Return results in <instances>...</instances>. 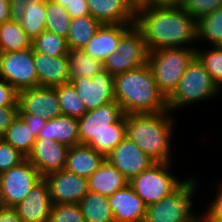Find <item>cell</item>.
Wrapping results in <instances>:
<instances>
[{
    "instance_id": "obj_1",
    "label": "cell",
    "mask_w": 222,
    "mask_h": 222,
    "mask_svg": "<svg viewBox=\"0 0 222 222\" xmlns=\"http://www.w3.org/2000/svg\"><path fill=\"white\" fill-rule=\"evenodd\" d=\"M134 25L148 52L162 48L197 47V21L182 7L137 5ZM193 43V44H192Z\"/></svg>"
},
{
    "instance_id": "obj_2",
    "label": "cell",
    "mask_w": 222,
    "mask_h": 222,
    "mask_svg": "<svg viewBox=\"0 0 222 222\" xmlns=\"http://www.w3.org/2000/svg\"><path fill=\"white\" fill-rule=\"evenodd\" d=\"M114 92L124 115L168 111L167 99L159 91L148 63L115 75Z\"/></svg>"
},
{
    "instance_id": "obj_3",
    "label": "cell",
    "mask_w": 222,
    "mask_h": 222,
    "mask_svg": "<svg viewBox=\"0 0 222 222\" xmlns=\"http://www.w3.org/2000/svg\"><path fill=\"white\" fill-rule=\"evenodd\" d=\"M171 114L168 110L125 115L126 136L155 162L173 163L171 143L177 119Z\"/></svg>"
},
{
    "instance_id": "obj_4",
    "label": "cell",
    "mask_w": 222,
    "mask_h": 222,
    "mask_svg": "<svg viewBox=\"0 0 222 222\" xmlns=\"http://www.w3.org/2000/svg\"><path fill=\"white\" fill-rule=\"evenodd\" d=\"M80 144L105 157L126 137V117L117 101L87 111L78 119Z\"/></svg>"
},
{
    "instance_id": "obj_5",
    "label": "cell",
    "mask_w": 222,
    "mask_h": 222,
    "mask_svg": "<svg viewBox=\"0 0 222 222\" xmlns=\"http://www.w3.org/2000/svg\"><path fill=\"white\" fill-rule=\"evenodd\" d=\"M219 87L213 82L204 65L195 57L188 65L174 92L167 98V108L173 114L184 106L201 103L220 96Z\"/></svg>"
},
{
    "instance_id": "obj_6",
    "label": "cell",
    "mask_w": 222,
    "mask_h": 222,
    "mask_svg": "<svg viewBox=\"0 0 222 222\" xmlns=\"http://www.w3.org/2000/svg\"><path fill=\"white\" fill-rule=\"evenodd\" d=\"M195 57V47L162 48L148 52L147 63L153 72L159 91L166 99L174 92Z\"/></svg>"
},
{
    "instance_id": "obj_7",
    "label": "cell",
    "mask_w": 222,
    "mask_h": 222,
    "mask_svg": "<svg viewBox=\"0 0 222 222\" xmlns=\"http://www.w3.org/2000/svg\"><path fill=\"white\" fill-rule=\"evenodd\" d=\"M196 183V177H188L174 192L147 206L144 222H193L199 217L192 201L199 186Z\"/></svg>"
},
{
    "instance_id": "obj_8",
    "label": "cell",
    "mask_w": 222,
    "mask_h": 222,
    "mask_svg": "<svg viewBox=\"0 0 222 222\" xmlns=\"http://www.w3.org/2000/svg\"><path fill=\"white\" fill-rule=\"evenodd\" d=\"M171 164L155 162L129 181L136 194L147 206L171 194L184 182L172 174Z\"/></svg>"
},
{
    "instance_id": "obj_9",
    "label": "cell",
    "mask_w": 222,
    "mask_h": 222,
    "mask_svg": "<svg viewBox=\"0 0 222 222\" xmlns=\"http://www.w3.org/2000/svg\"><path fill=\"white\" fill-rule=\"evenodd\" d=\"M148 50L140 30L132 25L122 36L115 53L103 62L104 70L113 76L143 66Z\"/></svg>"
},
{
    "instance_id": "obj_10",
    "label": "cell",
    "mask_w": 222,
    "mask_h": 222,
    "mask_svg": "<svg viewBox=\"0 0 222 222\" xmlns=\"http://www.w3.org/2000/svg\"><path fill=\"white\" fill-rule=\"evenodd\" d=\"M42 179L43 176L27 158L1 173L0 206H16Z\"/></svg>"
},
{
    "instance_id": "obj_11",
    "label": "cell",
    "mask_w": 222,
    "mask_h": 222,
    "mask_svg": "<svg viewBox=\"0 0 222 222\" xmlns=\"http://www.w3.org/2000/svg\"><path fill=\"white\" fill-rule=\"evenodd\" d=\"M0 78L17 92L38 87L33 48L0 53Z\"/></svg>"
},
{
    "instance_id": "obj_12",
    "label": "cell",
    "mask_w": 222,
    "mask_h": 222,
    "mask_svg": "<svg viewBox=\"0 0 222 222\" xmlns=\"http://www.w3.org/2000/svg\"><path fill=\"white\" fill-rule=\"evenodd\" d=\"M87 111L115 101L114 76L103 70L93 78L70 80Z\"/></svg>"
},
{
    "instance_id": "obj_13",
    "label": "cell",
    "mask_w": 222,
    "mask_h": 222,
    "mask_svg": "<svg viewBox=\"0 0 222 222\" xmlns=\"http://www.w3.org/2000/svg\"><path fill=\"white\" fill-rule=\"evenodd\" d=\"M48 185L53 204H79L89 192L88 179L65 169L43 177Z\"/></svg>"
},
{
    "instance_id": "obj_14",
    "label": "cell",
    "mask_w": 222,
    "mask_h": 222,
    "mask_svg": "<svg viewBox=\"0 0 222 222\" xmlns=\"http://www.w3.org/2000/svg\"><path fill=\"white\" fill-rule=\"evenodd\" d=\"M19 114H31L46 120L61 115L54 87H33L18 92Z\"/></svg>"
},
{
    "instance_id": "obj_15",
    "label": "cell",
    "mask_w": 222,
    "mask_h": 222,
    "mask_svg": "<svg viewBox=\"0 0 222 222\" xmlns=\"http://www.w3.org/2000/svg\"><path fill=\"white\" fill-rule=\"evenodd\" d=\"M106 160L129 181L155 163L127 136L106 156Z\"/></svg>"
},
{
    "instance_id": "obj_16",
    "label": "cell",
    "mask_w": 222,
    "mask_h": 222,
    "mask_svg": "<svg viewBox=\"0 0 222 222\" xmlns=\"http://www.w3.org/2000/svg\"><path fill=\"white\" fill-rule=\"evenodd\" d=\"M68 149V146L55 140L37 138L26 158L45 177L49 173L65 169Z\"/></svg>"
},
{
    "instance_id": "obj_17",
    "label": "cell",
    "mask_w": 222,
    "mask_h": 222,
    "mask_svg": "<svg viewBox=\"0 0 222 222\" xmlns=\"http://www.w3.org/2000/svg\"><path fill=\"white\" fill-rule=\"evenodd\" d=\"M52 206L48 185L43 178L14 208L23 222H49Z\"/></svg>"
},
{
    "instance_id": "obj_18",
    "label": "cell",
    "mask_w": 222,
    "mask_h": 222,
    "mask_svg": "<svg viewBox=\"0 0 222 222\" xmlns=\"http://www.w3.org/2000/svg\"><path fill=\"white\" fill-rule=\"evenodd\" d=\"M90 15L102 24H134L137 4L133 0H86Z\"/></svg>"
},
{
    "instance_id": "obj_19",
    "label": "cell",
    "mask_w": 222,
    "mask_h": 222,
    "mask_svg": "<svg viewBox=\"0 0 222 222\" xmlns=\"http://www.w3.org/2000/svg\"><path fill=\"white\" fill-rule=\"evenodd\" d=\"M109 205L116 222H144L147 205L136 194L133 187L127 184L108 196Z\"/></svg>"
},
{
    "instance_id": "obj_20",
    "label": "cell",
    "mask_w": 222,
    "mask_h": 222,
    "mask_svg": "<svg viewBox=\"0 0 222 222\" xmlns=\"http://www.w3.org/2000/svg\"><path fill=\"white\" fill-rule=\"evenodd\" d=\"M34 62L38 86L55 87L70 82L67 55L56 57L34 51Z\"/></svg>"
},
{
    "instance_id": "obj_21",
    "label": "cell",
    "mask_w": 222,
    "mask_h": 222,
    "mask_svg": "<svg viewBox=\"0 0 222 222\" xmlns=\"http://www.w3.org/2000/svg\"><path fill=\"white\" fill-rule=\"evenodd\" d=\"M132 25L134 24H102L82 51L104 62L110 54L116 52L121 36Z\"/></svg>"
},
{
    "instance_id": "obj_22",
    "label": "cell",
    "mask_w": 222,
    "mask_h": 222,
    "mask_svg": "<svg viewBox=\"0 0 222 222\" xmlns=\"http://www.w3.org/2000/svg\"><path fill=\"white\" fill-rule=\"evenodd\" d=\"M106 157L87 144L69 147L65 170L88 178L105 161Z\"/></svg>"
},
{
    "instance_id": "obj_23",
    "label": "cell",
    "mask_w": 222,
    "mask_h": 222,
    "mask_svg": "<svg viewBox=\"0 0 222 222\" xmlns=\"http://www.w3.org/2000/svg\"><path fill=\"white\" fill-rule=\"evenodd\" d=\"M87 179L90 192L107 197L129 184V180L106 159Z\"/></svg>"
},
{
    "instance_id": "obj_24",
    "label": "cell",
    "mask_w": 222,
    "mask_h": 222,
    "mask_svg": "<svg viewBox=\"0 0 222 222\" xmlns=\"http://www.w3.org/2000/svg\"><path fill=\"white\" fill-rule=\"evenodd\" d=\"M38 138H48L68 147L80 144L78 119L67 115H59L47 120Z\"/></svg>"
},
{
    "instance_id": "obj_25",
    "label": "cell",
    "mask_w": 222,
    "mask_h": 222,
    "mask_svg": "<svg viewBox=\"0 0 222 222\" xmlns=\"http://www.w3.org/2000/svg\"><path fill=\"white\" fill-rule=\"evenodd\" d=\"M102 23L91 15L71 19L67 36L69 49L82 50L96 34Z\"/></svg>"
},
{
    "instance_id": "obj_26",
    "label": "cell",
    "mask_w": 222,
    "mask_h": 222,
    "mask_svg": "<svg viewBox=\"0 0 222 222\" xmlns=\"http://www.w3.org/2000/svg\"><path fill=\"white\" fill-rule=\"evenodd\" d=\"M79 207L85 222L114 221L107 196L89 191L79 202Z\"/></svg>"
},
{
    "instance_id": "obj_27",
    "label": "cell",
    "mask_w": 222,
    "mask_h": 222,
    "mask_svg": "<svg viewBox=\"0 0 222 222\" xmlns=\"http://www.w3.org/2000/svg\"><path fill=\"white\" fill-rule=\"evenodd\" d=\"M32 47V40L16 21L0 24V53L26 50Z\"/></svg>"
},
{
    "instance_id": "obj_28",
    "label": "cell",
    "mask_w": 222,
    "mask_h": 222,
    "mask_svg": "<svg viewBox=\"0 0 222 222\" xmlns=\"http://www.w3.org/2000/svg\"><path fill=\"white\" fill-rule=\"evenodd\" d=\"M70 80L75 78H93L104 70L103 62L86 54L82 50L69 49L67 53Z\"/></svg>"
},
{
    "instance_id": "obj_29",
    "label": "cell",
    "mask_w": 222,
    "mask_h": 222,
    "mask_svg": "<svg viewBox=\"0 0 222 222\" xmlns=\"http://www.w3.org/2000/svg\"><path fill=\"white\" fill-rule=\"evenodd\" d=\"M1 138L25 157L31 152L33 144L37 139L30 127L19 116L11 123Z\"/></svg>"
},
{
    "instance_id": "obj_30",
    "label": "cell",
    "mask_w": 222,
    "mask_h": 222,
    "mask_svg": "<svg viewBox=\"0 0 222 222\" xmlns=\"http://www.w3.org/2000/svg\"><path fill=\"white\" fill-rule=\"evenodd\" d=\"M222 46V7L197 21V40Z\"/></svg>"
},
{
    "instance_id": "obj_31",
    "label": "cell",
    "mask_w": 222,
    "mask_h": 222,
    "mask_svg": "<svg viewBox=\"0 0 222 222\" xmlns=\"http://www.w3.org/2000/svg\"><path fill=\"white\" fill-rule=\"evenodd\" d=\"M54 88L62 115L79 119L87 112L83 101L71 82L55 86Z\"/></svg>"
},
{
    "instance_id": "obj_32",
    "label": "cell",
    "mask_w": 222,
    "mask_h": 222,
    "mask_svg": "<svg viewBox=\"0 0 222 222\" xmlns=\"http://www.w3.org/2000/svg\"><path fill=\"white\" fill-rule=\"evenodd\" d=\"M25 6L19 23L27 36L33 41L45 30L46 3H31Z\"/></svg>"
},
{
    "instance_id": "obj_33",
    "label": "cell",
    "mask_w": 222,
    "mask_h": 222,
    "mask_svg": "<svg viewBox=\"0 0 222 222\" xmlns=\"http://www.w3.org/2000/svg\"><path fill=\"white\" fill-rule=\"evenodd\" d=\"M45 13V30L67 38L72 18L66 9L53 0H46Z\"/></svg>"
},
{
    "instance_id": "obj_34",
    "label": "cell",
    "mask_w": 222,
    "mask_h": 222,
    "mask_svg": "<svg viewBox=\"0 0 222 222\" xmlns=\"http://www.w3.org/2000/svg\"><path fill=\"white\" fill-rule=\"evenodd\" d=\"M33 51L48 56H66L69 47L67 39L53 32L44 30L32 41Z\"/></svg>"
},
{
    "instance_id": "obj_35",
    "label": "cell",
    "mask_w": 222,
    "mask_h": 222,
    "mask_svg": "<svg viewBox=\"0 0 222 222\" xmlns=\"http://www.w3.org/2000/svg\"><path fill=\"white\" fill-rule=\"evenodd\" d=\"M203 50L196 47V57L209 72L213 82L222 91V46H209Z\"/></svg>"
},
{
    "instance_id": "obj_36",
    "label": "cell",
    "mask_w": 222,
    "mask_h": 222,
    "mask_svg": "<svg viewBox=\"0 0 222 222\" xmlns=\"http://www.w3.org/2000/svg\"><path fill=\"white\" fill-rule=\"evenodd\" d=\"M49 222H85L79 204H53Z\"/></svg>"
},
{
    "instance_id": "obj_37",
    "label": "cell",
    "mask_w": 222,
    "mask_h": 222,
    "mask_svg": "<svg viewBox=\"0 0 222 222\" xmlns=\"http://www.w3.org/2000/svg\"><path fill=\"white\" fill-rule=\"evenodd\" d=\"M181 7L198 21L222 7V0H184Z\"/></svg>"
},
{
    "instance_id": "obj_38",
    "label": "cell",
    "mask_w": 222,
    "mask_h": 222,
    "mask_svg": "<svg viewBox=\"0 0 222 222\" xmlns=\"http://www.w3.org/2000/svg\"><path fill=\"white\" fill-rule=\"evenodd\" d=\"M26 157L0 137V174L18 165Z\"/></svg>"
},
{
    "instance_id": "obj_39",
    "label": "cell",
    "mask_w": 222,
    "mask_h": 222,
    "mask_svg": "<svg viewBox=\"0 0 222 222\" xmlns=\"http://www.w3.org/2000/svg\"><path fill=\"white\" fill-rule=\"evenodd\" d=\"M217 188L215 199L211 200L201 216L206 222H222V184L219 183Z\"/></svg>"
},
{
    "instance_id": "obj_40",
    "label": "cell",
    "mask_w": 222,
    "mask_h": 222,
    "mask_svg": "<svg viewBox=\"0 0 222 222\" xmlns=\"http://www.w3.org/2000/svg\"><path fill=\"white\" fill-rule=\"evenodd\" d=\"M19 106L18 92L0 78V107Z\"/></svg>"
},
{
    "instance_id": "obj_41",
    "label": "cell",
    "mask_w": 222,
    "mask_h": 222,
    "mask_svg": "<svg viewBox=\"0 0 222 222\" xmlns=\"http://www.w3.org/2000/svg\"><path fill=\"white\" fill-rule=\"evenodd\" d=\"M19 115V106L0 107V137Z\"/></svg>"
},
{
    "instance_id": "obj_42",
    "label": "cell",
    "mask_w": 222,
    "mask_h": 222,
    "mask_svg": "<svg viewBox=\"0 0 222 222\" xmlns=\"http://www.w3.org/2000/svg\"><path fill=\"white\" fill-rule=\"evenodd\" d=\"M46 3V0H10L11 20L20 22L26 4Z\"/></svg>"
},
{
    "instance_id": "obj_43",
    "label": "cell",
    "mask_w": 222,
    "mask_h": 222,
    "mask_svg": "<svg viewBox=\"0 0 222 222\" xmlns=\"http://www.w3.org/2000/svg\"><path fill=\"white\" fill-rule=\"evenodd\" d=\"M18 116L27 124L28 127H30L35 137L38 138L39 133L45 126L47 120L31 114H19Z\"/></svg>"
},
{
    "instance_id": "obj_44",
    "label": "cell",
    "mask_w": 222,
    "mask_h": 222,
    "mask_svg": "<svg viewBox=\"0 0 222 222\" xmlns=\"http://www.w3.org/2000/svg\"><path fill=\"white\" fill-rule=\"evenodd\" d=\"M71 18L90 15L86 0H71V6L66 8Z\"/></svg>"
},
{
    "instance_id": "obj_45",
    "label": "cell",
    "mask_w": 222,
    "mask_h": 222,
    "mask_svg": "<svg viewBox=\"0 0 222 222\" xmlns=\"http://www.w3.org/2000/svg\"><path fill=\"white\" fill-rule=\"evenodd\" d=\"M0 222H23L14 207L0 206Z\"/></svg>"
},
{
    "instance_id": "obj_46",
    "label": "cell",
    "mask_w": 222,
    "mask_h": 222,
    "mask_svg": "<svg viewBox=\"0 0 222 222\" xmlns=\"http://www.w3.org/2000/svg\"><path fill=\"white\" fill-rule=\"evenodd\" d=\"M184 0H143L138 5H148L151 7H181Z\"/></svg>"
},
{
    "instance_id": "obj_47",
    "label": "cell",
    "mask_w": 222,
    "mask_h": 222,
    "mask_svg": "<svg viewBox=\"0 0 222 222\" xmlns=\"http://www.w3.org/2000/svg\"><path fill=\"white\" fill-rule=\"evenodd\" d=\"M10 0H0V24L11 20Z\"/></svg>"
},
{
    "instance_id": "obj_48",
    "label": "cell",
    "mask_w": 222,
    "mask_h": 222,
    "mask_svg": "<svg viewBox=\"0 0 222 222\" xmlns=\"http://www.w3.org/2000/svg\"><path fill=\"white\" fill-rule=\"evenodd\" d=\"M55 3L61 5L63 8L71 6V0H53Z\"/></svg>"
},
{
    "instance_id": "obj_49",
    "label": "cell",
    "mask_w": 222,
    "mask_h": 222,
    "mask_svg": "<svg viewBox=\"0 0 222 222\" xmlns=\"http://www.w3.org/2000/svg\"><path fill=\"white\" fill-rule=\"evenodd\" d=\"M193 222H206L202 217H201V215L197 218V219H195Z\"/></svg>"
},
{
    "instance_id": "obj_50",
    "label": "cell",
    "mask_w": 222,
    "mask_h": 222,
    "mask_svg": "<svg viewBox=\"0 0 222 222\" xmlns=\"http://www.w3.org/2000/svg\"><path fill=\"white\" fill-rule=\"evenodd\" d=\"M137 5L140 4L143 0H133Z\"/></svg>"
}]
</instances>
